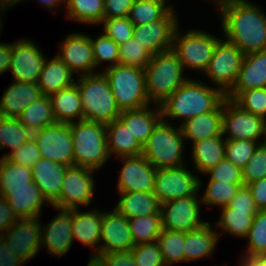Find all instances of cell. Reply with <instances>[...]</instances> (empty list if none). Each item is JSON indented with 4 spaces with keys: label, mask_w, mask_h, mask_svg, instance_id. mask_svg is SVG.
<instances>
[{
    "label": "cell",
    "mask_w": 266,
    "mask_h": 266,
    "mask_svg": "<svg viewBox=\"0 0 266 266\" xmlns=\"http://www.w3.org/2000/svg\"><path fill=\"white\" fill-rule=\"evenodd\" d=\"M223 102L213 111L199 114L181 122L180 128L184 139L192 144L205 138L222 135Z\"/></svg>",
    "instance_id": "25"
},
{
    "label": "cell",
    "mask_w": 266,
    "mask_h": 266,
    "mask_svg": "<svg viewBox=\"0 0 266 266\" xmlns=\"http://www.w3.org/2000/svg\"><path fill=\"white\" fill-rule=\"evenodd\" d=\"M0 99V116L17 119L27 106L43 96L37 83L14 81Z\"/></svg>",
    "instance_id": "22"
},
{
    "label": "cell",
    "mask_w": 266,
    "mask_h": 266,
    "mask_svg": "<svg viewBox=\"0 0 266 266\" xmlns=\"http://www.w3.org/2000/svg\"><path fill=\"white\" fill-rule=\"evenodd\" d=\"M41 158L74 166L73 138L70 124L54 123L32 134Z\"/></svg>",
    "instance_id": "13"
},
{
    "label": "cell",
    "mask_w": 266,
    "mask_h": 266,
    "mask_svg": "<svg viewBox=\"0 0 266 266\" xmlns=\"http://www.w3.org/2000/svg\"><path fill=\"white\" fill-rule=\"evenodd\" d=\"M50 97L53 113L58 123L71 124L84 120L78 83L62 89Z\"/></svg>",
    "instance_id": "30"
},
{
    "label": "cell",
    "mask_w": 266,
    "mask_h": 266,
    "mask_svg": "<svg viewBox=\"0 0 266 266\" xmlns=\"http://www.w3.org/2000/svg\"><path fill=\"white\" fill-rule=\"evenodd\" d=\"M225 40L244 54L266 50V13L246 0H217Z\"/></svg>",
    "instance_id": "1"
},
{
    "label": "cell",
    "mask_w": 266,
    "mask_h": 266,
    "mask_svg": "<svg viewBox=\"0 0 266 266\" xmlns=\"http://www.w3.org/2000/svg\"><path fill=\"white\" fill-rule=\"evenodd\" d=\"M95 69L102 62H111L106 68L119 64V45L105 34L91 38Z\"/></svg>",
    "instance_id": "48"
},
{
    "label": "cell",
    "mask_w": 266,
    "mask_h": 266,
    "mask_svg": "<svg viewBox=\"0 0 266 266\" xmlns=\"http://www.w3.org/2000/svg\"><path fill=\"white\" fill-rule=\"evenodd\" d=\"M2 157H6L12 162L19 163L20 165L32 168L33 165L41 159V153L37 143L33 137H31L26 143L19 148L9 152Z\"/></svg>",
    "instance_id": "53"
},
{
    "label": "cell",
    "mask_w": 266,
    "mask_h": 266,
    "mask_svg": "<svg viewBox=\"0 0 266 266\" xmlns=\"http://www.w3.org/2000/svg\"><path fill=\"white\" fill-rule=\"evenodd\" d=\"M266 87V50L245 54L238 79L230 92Z\"/></svg>",
    "instance_id": "28"
},
{
    "label": "cell",
    "mask_w": 266,
    "mask_h": 266,
    "mask_svg": "<svg viewBox=\"0 0 266 266\" xmlns=\"http://www.w3.org/2000/svg\"><path fill=\"white\" fill-rule=\"evenodd\" d=\"M178 30L177 27L173 36L172 51L177 55L184 70L188 68L204 72L220 39L199 29L188 30L184 35Z\"/></svg>",
    "instance_id": "8"
},
{
    "label": "cell",
    "mask_w": 266,
    "mask_h": 266,
    "mask_svg": "<svg viewBox=\"0 0 266 266\" xmlns=\"http://www.w3.org/2000/svg\"><path fill=\"white\" fill-rule=\"evenodd\" d=\"M152 54L142 45L131 38L119 45V65L135 66L145 69L152 58Z\"/></svg>",
    "instance_id": "46"
},
{
    "label": "cell",
    "mask_w": 266,
    "mask_h": 266,
    "mask_svg": "<svg viewBox=\"0 0 266 266\" xmlns=\"http://www.w3.org/2000/svg\"><path fill=\"white\" fill-rule=\"evenodd\" d=\"M1 176H2V171H1V159H0V196H1Z\"/></svg>",
    "instance_id": "65"
},
{
    "label": "cell",
    "mask_w": 266,
    "mask_h": 266,
    "mask_svg": "<svg viewBox=\"0 0 266 266\" xmlns=\"http://www.w3.org/2000/svg\"><path fill=\"white\" fill-rule=\"evenodd\" d=\"M193 173L185 165L157 169L153 192L159 203L198 195L202 180Z\"/></svg>",
    "instance_id": "10"
},
{
    "label": "cell",
    "mask_w": 266,
    "mask_h": 266,
    "mask_svg": "<svg viewBox=\"0 0 266 266\" xmlns=\"http://www.w3.org/2000/svg\"><path fill=\"white\" fill-rule=\"evenodd\" d=\"M221 208L222 212L217 226L220 227L222 231L228 234L230 233V235L246 238L252 226L253 218L258 211H241L231 209L228 206Z\"/></svg>",
    "instance_id": "38"
},
{
    "label": "cell",
    "mask_w": 266,
    "mask_h": 266,
    "mask_svg": "<svg viewBox=\"0 0 266 266\" xmlns=\"http://www.w3.org/2000/svg\"><path fill=\"white\" fill-rule=\"evenodd\" d=\"M24 262L17 258L9 248L2 236H0V266H23Z\"/></svg>",
    "instance_id": "59"
},
{
    "label": "cell",
    "mask_w": 266,
    "mask_h": 266,
    "mask_svg": "<svg viewBox=\"0 0 266 266\" xmlns=\"http://www.w3.org/2000/svg\"><path fill=\"white\" fill-rule=\"evenodd\" d=\"M78 89L84 120L109 124L121 114L105 75L101 72L80 76Z\"/></svg>",
    "instance_id": "4"
},
{
    "label": "cell",
    "mask_w": 266,
    "mask_h": 266,
    "mask_svg": "<svg viewBox=\"0 0 266 266\" xmlns=\"http://www.w3.org/2000/svg\"><path fill=\"white\" fill-rule=\"evenodd\" d=\"M256 203L258 210H266V177L246 185Z\"/></svg>",
    "instance_id": "57"
},
{
    "label": "cell",
    "mask_w": 266,
    "mask_h": 266,
    "mask_svg": "<svg viewBox=\"0 0 266 266\" xmlns=\"http://www.w3.org/2000/svg\"><path fill=\"white\" fill-rule=\"evenodd\" d=\"M131 251L136 266H166L157 241L135 245Z\"/></svg>",
    "instance_id": "51"
},
{
    "label": "cell",
    "mask_w": 266,
    "mask_h": 266,
    "mask_svg": "<svg viewBox=\"0 0 266 266\" xmlns=\"http://www.w3.org/2000/svg\"><path fill=\"white\" fill-rule=\"evenodd\" d=\"M1 189H20L33 182L32 168L1 158Z\"/></svg>",
    "instance_id": "42"
},
{
    "label": "cell",
    "mask_w": 266,
    "mask_h": 266,
    "mask_svg": "<svg viewBox=\"0 0 266 266\" xmlns=\"http://www.w3.org/2000/svg\"><path fill=\"white\" fill-rule=\"evenodd\" d=\"M226 95L218 88L203 84L201 81L188 79L161 105L163 120H186L215 110L224 100Z\"/></svg>",
    "instance_id": "2"
},
{
    "label": "cell",
    "mask_w": 266,
    "mask_h": 266,
    "mask_svg": "<svg viewBox=\"0 0 266 266\" xmlns=\"http://www.w3.org/2000/svg\"><path fill=\"white\" fill-rule=\"evenodd\" d=\"M87 266H97V264L94 261L89 260Z\"/></svg>",
    "instance_id": "66"
},
{
    "label": "cell",
    "mask_w": 266,
    "mask_h": 266,
    "mask_svg": "<svg viewBox=\"0 0 266 266\" xmlns=\"http://www.w3.org/2000/svg\"><path fill=\"white\" fill-rule=\"evenodd\" d=\"M104 34L114 40L118 45L133 37V23L128 17L103 19Z\"/></svg>",
    "instance_id": "49"
},
{
    "label": "cell",
    "mask_w": 266,
    "mask_h": 266,
    "mask_svg": "<svg viewBox=\"0 0 266 266\" xmlns=\"http://www.w3.org/2000/svg\"><path fill=\"white\" fill-rule=\"evenodd\" d=\"M245 54L227 40H219L203 72L225 95L235 86Z\"/></svg>",
    "instance_id": "9"
},
{
    "label": "cell",
    "mask_w": 266,
    "mask_h": 266,
    "mask_svg": "<svg viewBox=\"0 0 266 266\" xmlns=\"http://www.w3.org/2000/svg\"><path fill=\"white\" fill-rule=\"evenodd\" d=\"M100 243L94 249L96 252L90 254L89 260L92 261L99 254L130 251L135 246L128 219L115 208L107 213L103 212Z\"/></svg>",
    "instance_id": "16"
},
{
    "label": "cell",
    "mask_w": 266,
    "mask_h": 266,
    "mask_svg": "<svg viewBox=\"0 0 266 266\" xmlns=\"http://www.w3.org/2000/svg\"><path fill=\"white\" fill-rule=\"evenodd\" d=\"M6 198L0 196V236L17 220ZM3 232V233H2Z\"/></svg>",
    "instance_id": "58"
},
{
    "label": "cell",
    "mask_w": 266,
    "mask_h": 266,
    "mask_svg": "<svg viewBox=\"0 0 266 266\" xmlns=\"http://www.w3.org/2000/svg\"><path fill=\"white\" fill-rule=\"evenodd\" d=\"M242 186H244V184H227L217 181H208L207 188L201 195L200 200L204 203L203 205L224 207L229 204Z\"/></svg>",
    "instance_id": "45"
},
{
    "label": "cell",
    "mask_w": 266,
    "mask_h": 266,
    "mask_svg": "<svg viewBox=\"0 0 266 266\" xmlns=\"http://www.w3.org/2000/svg\"><path fill=\"white\" fill-rule=\"evenodd\" d=\"M226 98L232 100L244 111L266 120V87L249 89L243 92H229Z\"/></svg>",
    "instance_id": "43"
},
{
    "label": "cell",
    "mask_w": 266,
    "mask_h": 266,
    "mask_svg": "<svg viewBox=\"0 0 266 266\" xmlns=\"http://www.w3.org/2000/svg\"><path fill=\"white\" fill-rule=\"evenodd\" d=\"M260 144L261 142L258 143L247 139H226L225 158L242 170Z\"/></svg>",
    "instance_id": "47"
},
{
    "label": "cell",
    "mask_w": 266,
    "mask_h": 266,
    "mask_svg": "<svg viewBox=\"0 0 266 266\" xmlns=\"http://www.w3.org/2000/svg\"><path fill=\"white\" fill-rule=\"evenodd\" d=\"M134 0H104L103 19L128 17Z\"/></svg>",
    "instance_id": "56"
},
{
    "label": "cell",
    "mask_w": 266,
    "mask_h": 266,
    "mask_svg": "<svg viewBox=\"0 0 266 266\" xmlns=\"http://www.w3.org/2000/svg\"><path fill=\"white\" fill-rule=\"evenodd\" d=\"M92 261L97 266H136L131 250L99 254Z\"/></svg>",
    "instance_id": "54"
},
{
    "label": "cell",
    "mask_w": 266,
    "mask_h": 266,
    "mask_svg": "<svg viewBox=\"0 0 266 266\" xmlns=\"http://www.w3.org/2000/svg\"><path fill=\"white\" fill-rule=\"evenodd\" d=\"M95 171L87 167L69 166L64 174L59 199L52 207L79 209L81 205L91 204L96 182L93 178Z\"/></svg>",
    "instance_id": "12"
},
{
    "label": "cell",
    "mask_w": 266,
    "mask_h": 266,
    "mask_svg": "<svg viewBox=\"0 0 266 266\" xmlns=\"http://www.w3.org/2000/svg\"><path fill=\"white\" fill-rule=\"evenodd\" d=\"M9 8H10V6H0V12L4 13ZM1 29H2V20H1V17H0V32H1Z\"/></svg>",
    "instance_id": "63"
},
{
    "label": "cell",
    "mask_w": 266,
    "mask_h": 266,
    "mask_svg": "<svg viewBox=\"0 0 266 266\" xmlns=\"http://www.w3.org/2000/svg\"><path fill=\"white\" fill-rule=\"evenodd\" d=\"M115 209L127 219L161 214V204L154 192L120 193Z\"/></svg>",
    "instance_id": "34"
},
{
    "label": "cell",
    "mask_w": 266,
    "mask_h": 266,
    "mask_svg": "<svg viewBox=\"0 0 266 266\" xmlns=\"http://www.w3.org/2000/svg\"><path fill=\"white\" fill-rule=\"evenodd\" d=\"M227 206L241 211H259L247 186L240 187Z\"/></svg>",
    "instance_id": "55"
},
{
    "label": "cell",
    "mask_w": 266,
    "mask_h": 266,
    "mask_svg": "<svg viewBox=\"0 0 266 266\" xmlns=\"http://www.w3.org/2000/svg\"><path fill=\"white\" fill-rule=\"evenodd\" d=\"M199 197L192 195L161 204L162 228L186 233L207 223L200 218Z\"/></svg>",
    "instance_id": "14"
},
{
    "label": "cell",
    "mask_w": 266,
    "mask_h": 266,
    "mask_svg": "<svg viewBox=\"0 0 266 266\" xmlns=\"http://www.w3.org/2000/svg\"><path fill=\"white\" fill-rule=\"evenodd\" d=\"M106 139L110 157L113 154L118 158L142 155L143 146L120 119L106 125Z\"/></svg>",
    "instance_id": "31"
},
{
    "label": "cell",
    "mask_w": 266,
    "mask_h": 266,
    "mask_svg": "<svg viewBox=\"0 0 266 266\" xmlns=\"http://www.w3.org/2000/svg\"><path fill=\"white\" fill-rule=\"evenodd\" d=\"M10 7L19 3V0H4Z\"/></svg>",
    "instance_id": "64"
},
{
    "label": "cell",
    "mask_w": 266,
    "mask_h": 266,
    "mask_svg": "<svg viewBox=\"0 0 266 266\" xmlns=\"http://www.w3.org/2000/svg\"><path fill=\"white\" fill-rule=\"evenodd\" d=\"M69 166L41 158L32 167L33 182L52 206L58 199Z\"/></svg>",
    "instance_id": "23"
},
{
    "label": "cell",
    "mask_w": 266,
    "mask_h": 266,
    "mask_svg": "<svg viewBox=\"0 0 266 266\" xmlns=\"http://www.w3.org/2000/svg\"><path fill=\"white\" fill-rule=\"evenodd\" d=\"M68 18L83 24L99 25L104 17V0H67Z\"/></svg>",
    "instance_id": "37"
},
{
    "label": "cell",
    "mask_w": 266,
    "mask_h": 266,
    "mask_svg": "<svg viewBox=\"0 0 266 266\" xmlns=\"http://www.w3.org/2000/svg\"><path fill=\"white\" fill-rule=\"evenodd\" d=\"M0 6H9L4 0H0Z\"/></svg>",
    "instance_id": "67"
},
{
    "label": "cell",
    "mask_w": 266,
    "mask_h": 266,
    "mask_svg": "<svg viewBox=\"0 0 266 266\" xmlns=\"http://www.w3.org/2000/svg\"><path fill=\"white\" fill-rule=\"evenodd\" d=\"M120 159L124 165L116 185L118 192H153L157 169L143 155Z\"/></svg>",
    "instance_id": "19"
},
{
    "label": "cell",
    "mask_w": 266,
    "mask_h": 266,
    "mask_svg": "<svg viewBox=\"0 0 266 266\" xmlns=\"http://www.w3.org/2000/svg\"><path fill=\"white\" fill-rule=\"evenodd\" d=\"M32 134L18 119L0 116V150L11 148L12 152L26 143Z\"/></svg>",
    "instance_id": "41"
},
{
    "label": "cell",
    "mask_w": 266,
    "mask_h": 266,
    "mask_svg": "<svg viewBox=\"0 0 266 266\" xmlns=\"http://www.w3.org/2000/svg\"><path fill=\"white\" fill-rule=\"evenodd\" d=\"M247 238L248 249L242 261L266 259V210L256 213Z\"/></svg>",
    "instance_id": "39"
},
{
    "label": "cell",
    "mask_w": 266,
    "mask_h": 266,
    "mask_svg": "<svg viewBox=\"0 0 266 266\" xmlns=\"http://www.w3.org/2000/svg\"><path fill=\"white\" fill-rule=\"evenodd\" d=\"M184 142L180 126L162 119L143 145L142 155L156 169L179 167L185 164Z\"/></svg>",
    "instance_id": "7"
},
{
    "label": "cell",
    "mask_w": 266,
    "mask_h": 266,
    "mask_svg": "<svg viewBox=\"0 0 266 266\" xmlns=\"http://www.w3.org/2000/svg\"><path fill=\"white\" fill-rule=\"evenodd\" d=\"M46 57L33 41L22 38L12 43L9 71L13 81L37 83Z\"/></svg>",
    "instance_id": "18"
},
{
    "label": "cell",
    "mask_w": 266,
    "mask_h": 266,
    "mask_svg": "<svg viewBox=\"0 0 266 266\" xmlns=\"http://www.w3.org/2000/svg\"><path fill=\"white\" fill-rule=\"evenodd\" d=\"M261 144L266 148V138L261 142Z\"/></svg>",
    "instance_id": "68"
},
{
    "label": "cell",
    "mask_w": 266,
    "mask_h": 266,
    "mask_svg": "<svg viewBox=\"0 0 266 266\" xmlns=\"http://www.w3.org/2000/svg\"><path fill=\"white\" fill-rule=\"evenodd\" d=\"M17 119L32 133L56 123L50 97L43 95L27 106Z\"/></svg>",
    "instance_id": "35"
},
{
    "label": "cell",
    "mask_w": 266,
    "mask_h": 266,
    "mask_svg": "<svg viewBox=\"0 0 266 266\" xmlns=\"http://www.w3.org/2000/svg\"><path fill=\"white\" fill-rule=\"evenodd\" d=\"M221 236L217 230H213L210 223L202 227L184 233V262L210 257Z\"/></svg>",
    "instance_id": "26"
},
{
    "label": "cell",
    "mask_w": 266,
    "mask_h": 266,
    "mask_svg": "<svg viewBox=\"0 0 266 266\" xmlns=\"http://www.w3.org/2000/svg\"><path fill=\"white\" fill-rule=\"evenodd\" d=\"M223 135L205 138L193 143L192 162L197 173L205 174L225 158Z\"/></svg>",
    "instance_id": "33"
},
{
    "label": "cell",
    "mask_w": 266,
    "mask_h": 266,
    "mask_svg": "<svg viewBox=\"0 0 266 266\" xmlns=\"http://www.w3.org/2000/svg\"><path fill=\"white\" fill-rule=\"evenodd\" d=\"M58 214L50 223L41 227V247H47L50 255L57 257L67 254L72 240V209L56 208Z\"/></svg>",
    "instance_id": "21"
},
{
    "label": "cell",
    "mask_w": 266,
    "mask_h": 266,
    "mask_svg": "<svg viewBox=\"0 0 266 266\" xmlns=\"http://www.w3.org/2000/svg\"><path fill=\"white\" fill-rule=\"evenodd\" d=\"M144 71L148 99L159 106L189 79L172 49L153 55Z\"/></svg>",
    "instance_id": "3"
},
{
    "label": "cell",
    "mask_w": 266,
    "mask_h": 266,
    "mask_svg": "<svg viewBox=\"0 0 266 266\" xmlns=\"http://www.w3.org/2000/svg\"><path fill=\"white\" fill-rule=\"evenodd\" d=\"M57 56L79 76L95 74V63L91 36L84 33H72L59 45Z\"/></svg>",
    "instance_id": "20"
},
{
    "label": "cell",
    "mask_w": 266,
    "mask_h": 266,
    "mask_svg": "<svg viewBox=\"0 0 266 266\" xmlns=\"http://www.w3.org/2000/svg\"><path fill=\"white\" fill-rule=\"evenodd\" d=\"M41 222L37 218L17 219L2 237L12 253L24 263L29 262L41 248Z\"/></svg>",
    "instance_id": "15"
},
{
    "label": "cell",
    "mask_w": 266,
    "mask_h": 266,
    "mask_svg": "<svg viewBox=\"0 0 266 266\" xmlns=\"http://www.w3.org/2000/svg\"><path fill=\"white\" fill-rule=\"evenodd\" d=\"M101 72L107 78L121 112L140 109L151 104L146 93L144 69L118 64Z\"/></svg>",
    "instance_id": "6"
},
{
    "label": "cell",
    "mask_w": 266,
    "mask_h": 266,
    "mask_svg": "<svg viewBox=\"0 0 266 266\" xmlns=\"http://www.w3.org/2000/svg\"><path fill=\"white\" fill-rule=\"evenodd\" d=\"M167 4V0H134L128 18L133 25L161 20L173 9Z\"/></svg>",
    "instance_id": "36"
},
{
    "label": "cell",
    "mask_w": 266,
    "mask_h": 266,
    "mask_svg": "<svg viewBox=\"0 0 266 266\" xmlns=\"http://www.w3.org/2000/svg\"><path fill=\"white\" fill-rule=\"evenodd\" d=\"M156 241L166 266L184 261V232L162 229Z\"/></svg>",
    "instance_id": "44"
},
{
    "label": "cell",
    "mask_w": 266,
    "mask_h": 266,
    "mask_svg": "<svg viewBox=\"0 0 266 266\" xmlns=\"http://www.w3.org/2000/svg\"><path fill=\"white\" fill-rule=\"evenodd\" d=\"M241 266H266V259L241 261Z\"/></svg>",
    "instance_id": "62"
},
{
    "label": "cell",
    "mask_w": 266,
    "mask_h": 266,
    "mask_svg": "<svg viewBox=\"0 0 266 266\" xmlns=\"http://www.w3.org/2000/svg\"><path fill=\"white\" fill-rule=\"evenodd\" d=\"M1 196L6 198L18 219L40 218L41 208L44 203L47 204V200L34 182L29 183L27 188L1 189Z\"/></svg>",
    "instance_id": "24"
},
{
    "label": "cell",
    "mask_w": 266,
    "mask_h": 266,
    "mask_svg": "<svg viewBox=\"0 0 266 266\" xmlns=\"http://www.w3.org/2000/svg\"><path fill=\"white\" fill-rule=\"evenodd\" d=\"M227 140L247 139L259 142L266 138V120L244 111L232 100L223 101L222 135Z\"/></svg>",
    "instance_id": "11"
},
{
    "label": "cell",
    "mask_w": 266,
    "mask_h": 266,
    "mask_svg": "<svg viewBox=\"0 0 266 266\" xmlns=\"http://www.w3.org/2000/svg\"><path fill=\"white\" fill-rule=\"evenodd\" d=\"M135 245L154 242L162 232V215L136 216L128 219Z\"/></svg>",
    "instance_id": "40"
},
{
    "label": "cell",
    "mask_w": 266,
    "mask_h": 266,
    "mask_svg": "<svg viewBox=\"0 0 266 266\" xmlns=\"http://www.w3.org/2000/svg\"><path fill=\"white\" fill-rule=\"evenodd\" d=\"M12 57V43L0 42V75L8 72Z\"/></svg>",
    "instance_id": "60"
},
{
    "label": "cell",
    "mask_w": 266,
    "mask_h": 266,
    "mask_svg": "<svg viewBox=\"0 0 266 266\" xmlns=\"http://www.w3.org/2000/svg\"><path fill=\"white\" fill-rule=\"evenodd\" d=\"M69 67L58 57L45 59L37 85L45 96H51L58 91L71 87L75 80Z\"/></svg>",
    "instance_id": "27"
},
{
    "label": "cell",
    "mask_w": 266,
    "mask_h": 266,
    "mask_svg": "<svg viewBox=\"0 0 266 266\" xmlns=\"http://www.w3.org/2000/svg\"><path fill=\"white\" fill-rule=\"evenodd\" d=\"M150 105L136 109L122 111L119 119L129 127L130 132L143 146L152 134L157 124L163 119L161 107L151 109Z\"/></svg>",
    "instance_id": "29"
},
{
    "label": "cell",
    "mask_w": 266,
    "mask_h": 266,
    "mask_svg": "<svg viewBox=\"0 0 266 266\" xmlns=\"http://www.w3.org/2000/svg\"><path fill=\"white\" fill-rule=\"evenodd\" d=\"M24 1V0H19V2ZM42 5H44L46 8H55L60 6V4L65 3L67 0H38ZM55 6V7H54Z\"/></svg>",
    "instance_id": "61"
},
{
    "label": "cell",
    "mask_w": 266,
    "mask_h": 266,
    "mask_svg": "<svg viewBox=\"0 0 266 266\" xmlns=\"http://www.w3.org/2000/svg\"><path fill=\"white\" fill-rule=\"evenodd\" d=\"M205 174L210 176L209 181L227 184H243L242 170L226 158Z\"/></svg>",
    "instance_id": "52"
},
{
    "label": "cell",
    "mask_w": 266,
    "mask_h": 266,
    "mask_svg": "<svg viewBox=\"0 0 266 266\" xmlns=\"http://www.w3.org/2000/svg\"><path fill=\"white\" fill-rule=\"evenodd\" d=\"M103 211L98 209L80 212L72 209V240L82 242L84 246L95 247L100 243Z\"/></svg>",
    "instance_id": "32"
},
{
    "label": "cell",
    "mask_w": 266,
    "mask_h": 266,
    "mask_svg": "<svg viewBox=\"0 0 266 266\" xmlns=\"http://www.w3.org/2000/svg\"><path fill=\"white\" fill-rule=\"evenodd\" d=\"M266 177V148L260 144L242 169L243 184Z\"/></svg>",
    "instance_id": "50"
},
{
    "label": "cell",
    "mask_w": 266,
    "mask_h": 266,
    "mask_svg": "<svg viewBox=\"0 0 266 266\" xmlns=\"http://www.w3.org/2000/svg\"><path fill=\"white\" fill-rule=\"evenodd\" d=\"M73 138L74 166L94 170L101 168L110 158L106 139V125L80 120L70 124Z\"/></svg>",
    "instance_id": "5"
},
{
    "label": "cell",
    "mask_w": 266,
    "mask_h": 266,
    "mask_svg": "<svg viewBox=\"0 0 266 266\" xmlns=\"http://www.w3.org/2000/svg\"><path fill=\"white\" fill-rule=\"evenodd\" d=\"M178 17L172 9L163 19L144 25H134L133 37L152 55L170 50L173 36L179 27Z\"/></svg>",
    "instance_id": "17"
}]
</instances>
